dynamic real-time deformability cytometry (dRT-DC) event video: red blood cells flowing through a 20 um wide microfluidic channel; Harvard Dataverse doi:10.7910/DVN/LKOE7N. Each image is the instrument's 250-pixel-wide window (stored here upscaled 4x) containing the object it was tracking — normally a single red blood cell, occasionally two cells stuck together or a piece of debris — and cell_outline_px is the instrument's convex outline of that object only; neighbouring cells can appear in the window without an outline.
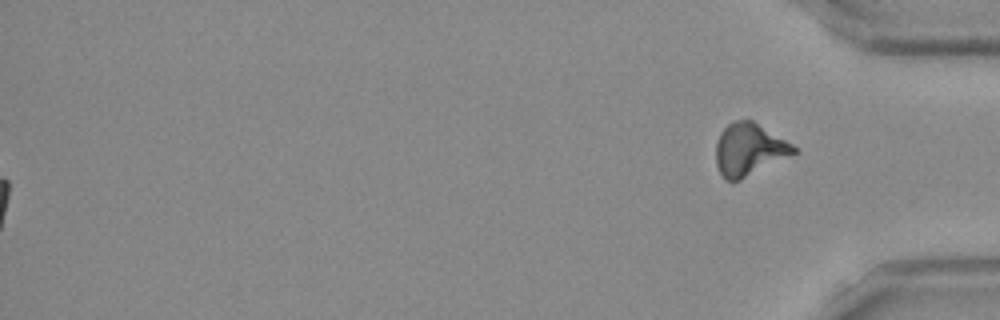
{"species": "Egyptian fruit bat (a non-hibernating species)", "species_latin": "Rousettus aegyptiacus", "temperature_condition": "room temperature", "stored_images_in_passage": 51, "segment_of_instrument_passage": [2, 2], "camera_frame_rate_fps": 3000, "um_per_image_px": 0.085, "frame": {"image": 1, "passage_image": 51, "time_ms": 16.667, "image_size_px": [1000, 320], "cell_outline_px": [[796, 152], [740, 180], [724, 180], [716, 164], [716, 140], [720, 132], [728, 124], [736, 120], [752, 120], [792, 144], [796, 148]], "centroid_in_image_um": [63.62, 12.7], "position_along_channel_um": 371.6, "area_um2": 23.29}}